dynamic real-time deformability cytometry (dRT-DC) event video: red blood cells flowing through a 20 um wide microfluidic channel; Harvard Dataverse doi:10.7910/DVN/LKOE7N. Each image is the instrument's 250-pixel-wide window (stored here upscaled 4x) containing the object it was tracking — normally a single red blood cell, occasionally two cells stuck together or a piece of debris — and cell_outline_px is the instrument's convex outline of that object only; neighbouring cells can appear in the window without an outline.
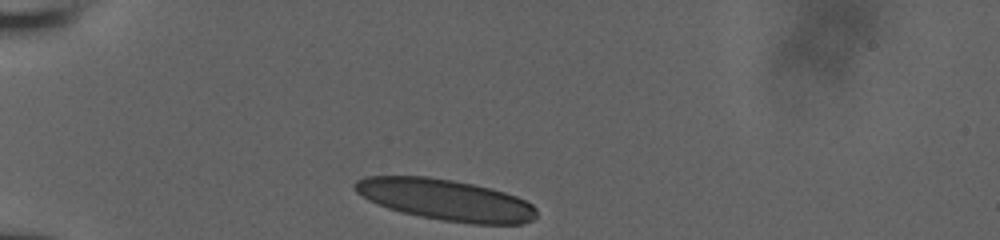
{"species": "human", "species_latin": "Homo sapiens", "temperature_condition": "room temperature", "stored_images_in_passage": 34, "camera_frame_rate_fps": 3000, "um_per_image_px": 0.085, "donor": {"sex": "male"}, "frame": {"image": 1, "passage_image": 1, "time_ms": 0.0, "image_size_px": [1000, 240], "cell_outline_px": [[536, 216], [532, 220], [520, 224], [472, 224], [440, 220], [420, 216], [388, 208], [368, 200], [356, 192], [352, 188], [352, 184], [356, 180], [364, 176], [428, 176], [452, 180], [492, 188], [516, 196], [532, 204], [536, 208]], "centroid_in_image_um": [37.86, 16.98], "position_along_channel_um": 47.1, "area_um2": 43.7}}
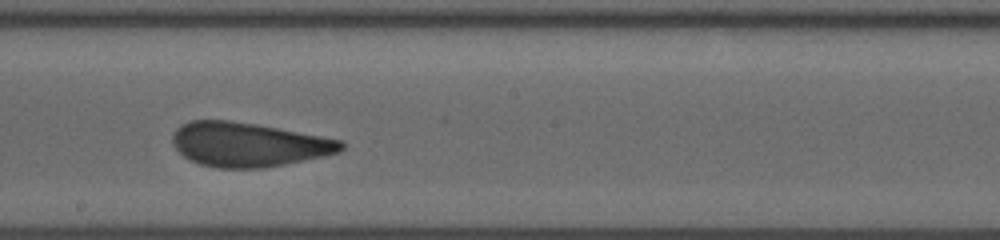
{"frame": {"image": 2, "passage_image": 20, "time_ms": 5.667, "image_size_px": [1000, 240], "cell_outline_px": [[344, 148], [340, 152], [324, 156], [264, 168], [216, 168], [200, 164], [184, 156], [172, 144], [172, 136], [176, 128], [192, 120], [228, 120], [256, 124], [320, 136], [340, 140], [344, 144]], "centroid_in_image_um": [21.09, 12.29], "position_along_channel_um": 227.1, "area_um2": 43.12}}
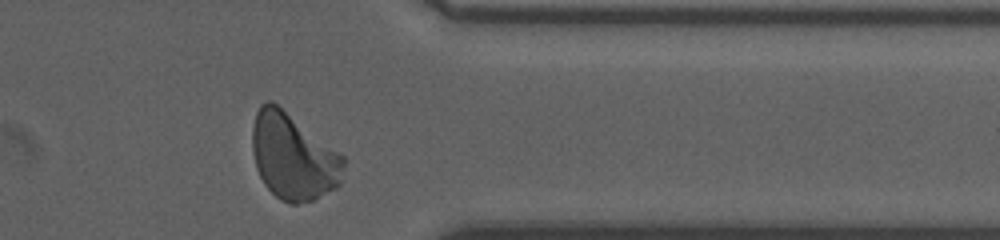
{"frame": {"image": 3, "passage_image": 34, "time_ms": 10.0, "image_size_px": [1000, 240], "cell_outline_px": [[344, 168], [340, 184], [336, 188], [312, 200], [296, 204], [292, 204], [280, 200], [264, 184], [256, 168], [252, 152], [252, 128], [256, 112], [260, 104], [268, 100], [272, 100], [344, 156]], "centroid_in_image_um": [24.9, 13.31], "position_along_channel_um": 386.5, "area_um2": 45.89}, "authors_computed_cell_mechanics": {"area_um2": 44.0147, "velocity_mm_per_s": 3.8261, "shape_relaxation_time_tau1_ms": 5.2578, "shape_relaxation_time_tau2_ms": 0.8709, "deformation_change_tau1": 0.176, "deformation_change_tau2": 0.0918}}